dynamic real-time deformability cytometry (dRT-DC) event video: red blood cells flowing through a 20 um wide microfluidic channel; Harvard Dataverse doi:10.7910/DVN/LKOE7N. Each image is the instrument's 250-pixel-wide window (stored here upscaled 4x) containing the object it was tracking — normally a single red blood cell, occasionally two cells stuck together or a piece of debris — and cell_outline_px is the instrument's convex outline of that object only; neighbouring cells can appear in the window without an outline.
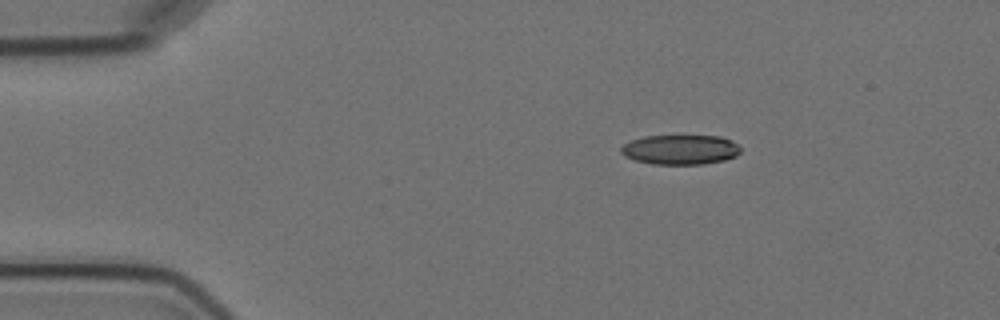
{"species": "Egyptian fruit bat (a non-hibernating species)", "species_latin": "Rousettus aegyptiacus", "temperature_condition": "cold", "stored_images_in_passage": 3, "camera_frame_rate_fps": 3000, "um_per_image_px": 0.085, "animal": {"sex": "female"}, "frame": {"image": 1, "passage_image": 1, "time_ms": 0.0, "image_size_px": [1000, 320], "cell_outline_px": [[740, 152], [736, 156], [724, 160], [704, 164], [652, 164], [636, 160], [624, 156], [620, 152], [620, 148], [624, 144], [632, 140], [644, 136], [720, 136], [732, 140], [740, 148]], "centroid_in_image_um": [57.83, 12.72], "position_along_channel_um": 27.2, "area_um2": 20.69}}